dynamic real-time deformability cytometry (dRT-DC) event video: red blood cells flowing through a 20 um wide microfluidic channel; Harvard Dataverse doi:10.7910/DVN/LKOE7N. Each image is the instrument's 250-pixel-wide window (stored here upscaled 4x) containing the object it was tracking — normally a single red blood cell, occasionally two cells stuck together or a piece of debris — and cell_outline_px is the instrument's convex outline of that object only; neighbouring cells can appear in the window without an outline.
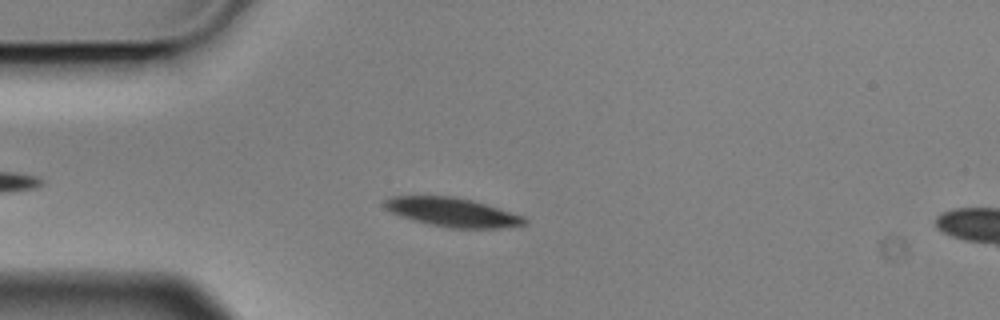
{"species": "Egyptian fruit bat (a non-hibernating species)", "species_latin": "Rousettus aegyptiacus", "temperature_condition": "cold", "stored_images_in_passage": 4, "camera_frame_rate_fps": 3000, "um_per_image_px": 0.085, "animal": {"sex": "male"}, "frame": {"image": 1, "passage_image": 3, "time_ms": 0.667, "image_size_px": [1000, 320], "cell_outline_px": [[528, 224], [500, 228], [448, 228], [412, 220], [400, 216], [384, 208], [384, 200], [392, 196], [452, 196], [472, 200], [524, 216], [528, 220]], "centroid_in_image_um": [38.46, 18.04], "position_along_channel_um": 46.5, "area_um2": 23.58}}